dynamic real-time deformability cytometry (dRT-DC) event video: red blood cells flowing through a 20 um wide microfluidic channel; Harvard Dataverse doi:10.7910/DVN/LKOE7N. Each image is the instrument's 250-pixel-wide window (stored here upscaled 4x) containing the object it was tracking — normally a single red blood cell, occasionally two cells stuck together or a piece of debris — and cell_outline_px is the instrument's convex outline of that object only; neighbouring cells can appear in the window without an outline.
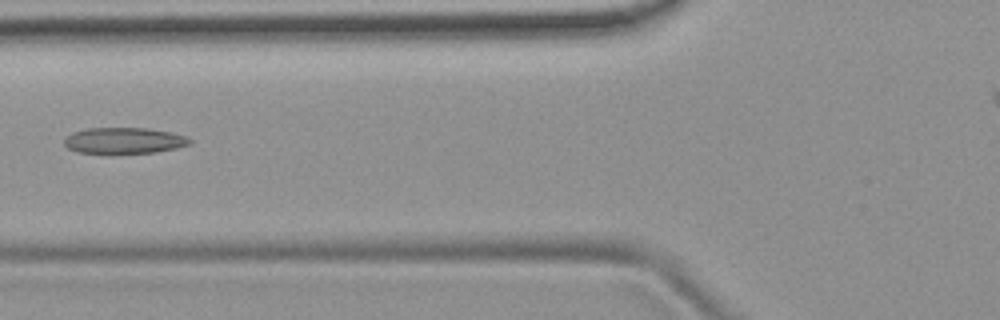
{"species": "common noctule bat (a hibernating species)", "species_latin": "Nyctalus noctula", "temperature_condition": "room temperature", "stored_images_in_passage": 5, "camera_frame_rate_fps": 3000, "um_per_image_px": 0.085, "animal": {"sex": "female", "body_mass_g": 19.9}, "frame": {"image": 1, "passage_image": 5, "time_ms": 5.667, "image_size_px": [1000, 320], "cell_outline_px": [[192, 144], [176, 148], [156, 152], [76, 152], [68, 148], [64, 144], [64, 140], [72, 132], [88, 128], [148, 128], [172, 132], [188, 136], [192, 140]], "centroid_in_image_um": [10.6, 11.93], "position_along_channel_um": 115.2, "area_um2": 18.9}}